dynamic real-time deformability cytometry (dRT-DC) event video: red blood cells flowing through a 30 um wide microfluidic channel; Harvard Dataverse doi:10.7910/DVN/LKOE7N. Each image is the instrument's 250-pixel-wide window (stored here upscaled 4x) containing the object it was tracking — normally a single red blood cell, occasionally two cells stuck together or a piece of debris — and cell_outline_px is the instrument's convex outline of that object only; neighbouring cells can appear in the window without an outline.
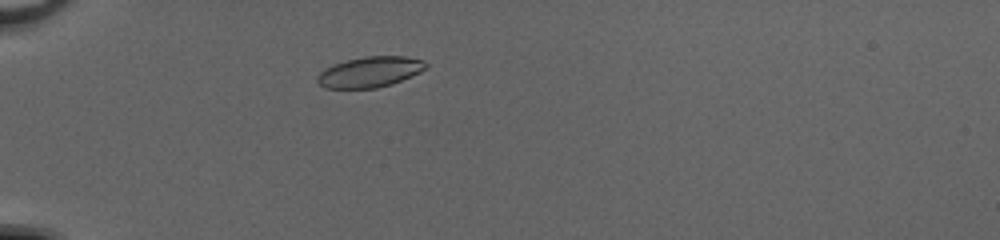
{"species": "common noctule bat (a hibernating species)", "species_latin": "Nyctalus noctula", "temperature_condition": "cold", "stored_images_in_passage": 43, "camera_frame_rate_fps": 3000, "um_per_image_px": 0.085, "animal": {"sex": "female", "body_mass_g": 20.0, "forearm_length_mm": 54.0}, "frame": {"image": 1, "passage_image": 8, "time_ms": 2.333, "image_size_px": [1000, 240], "cell_outline_px": [[428, 64], [420, 72], [392, 84], [376, 88], [324, 88], [316, 80], [316, 76], [324, 68], [332, 64], [364, 56], [404, 56], [420, 60]], "centroid_in_image_um": [31.39, 6.12], "position_along_channel_um": 53.6, "area_um2": 19.25}}
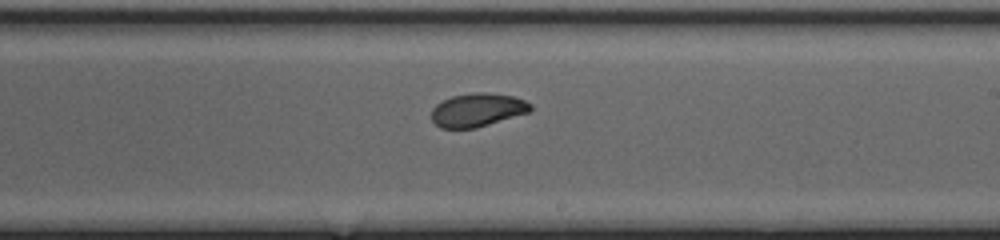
{"frame": {"image": 2, "passage_image": 24, "time_ms": 7.667, "image_size_px": [1000, 240], "cell_outline_px": [[532, 108], [528, 112], [476, 128], [440, 128], [432, 120], [432, 108], [436, 104], [452, 96], [476, 92], [488, 92], [512, 96], [524, 100], [532, 104]], "centroid_in_image_um": [40.57, 9.34], "position_along_channel_um": 248.4, "area_um2": 19.13}}
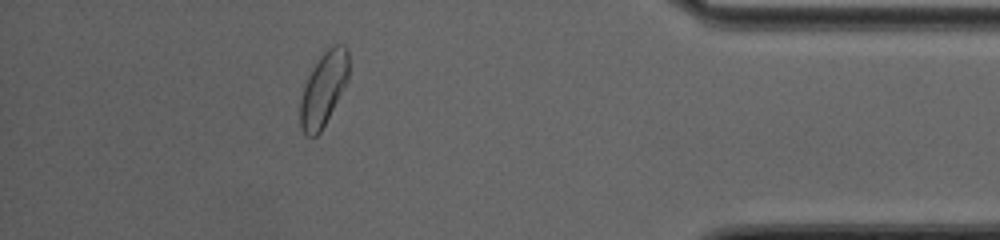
{"frame": {"image": 3, "passage_image": 38, "time_ms": 12.333, "image_size_px": [1000, 240], "cell_outline_px": [[348, 80], [344, 88], [320, 132], [316, 136], [308, 136], [300, 128], [300, 100], [304, 84], [312, 68], [320, 56], [332, 44], [344, 44], [348, 48]], "centroid_in_image_um": [27.5, 7.53], "position_along_channel_um": 407.7, "area_um2": 20.75}, "authors_computed_cell_mechanics": {"area_um2": 19.7676, "velocity_mm_per_s": 4.1171, "shape_relaxation_time_tau1_ms": 2.6472, "shape_relaxation_time_tau2_ms": 1.1644, "deformation_change_tau1": 0.1203, "deformation_change_tau2": 0.0419}}